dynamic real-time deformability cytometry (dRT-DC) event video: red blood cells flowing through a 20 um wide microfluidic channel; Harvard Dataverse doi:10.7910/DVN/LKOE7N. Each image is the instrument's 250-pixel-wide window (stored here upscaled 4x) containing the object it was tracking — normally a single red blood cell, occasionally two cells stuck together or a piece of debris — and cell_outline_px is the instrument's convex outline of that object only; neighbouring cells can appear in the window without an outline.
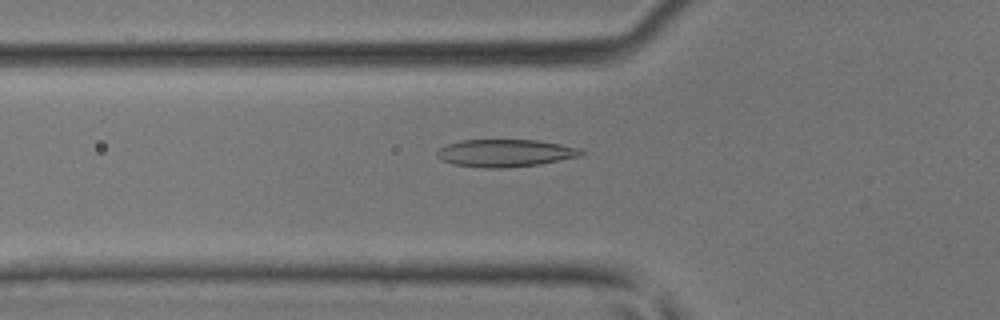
{"species": "common noctule bat (a hibernating species)", "species_latin": "Nyctalus noctula", "temperature_condition": "room temperature", "stored_images_in_passage": 34, "camera_frame_rate_fps": 3000, "um_per_image_px": 0.085, "animal": {"sex": "male", "body_mass_g": 17.9, "forearm_length_mm": 54.2}, "frame": {"image": 1, "passage_image": 8, "time_ms": 2.333, "image_size_px": [1000, 320], "cell_outline_px": [[584, 152], [580, 156], [540, 164], [504, 168], [480, 168], [452, 164], [436, 156], [436, 152], [440, 148], [448, 144], [460, 140], [540, 140], [580, 148]], "centroid_in_image_um": [42.94, 13.01], "position_along_channel_um": 82.9, "area_um2": 23.12}}
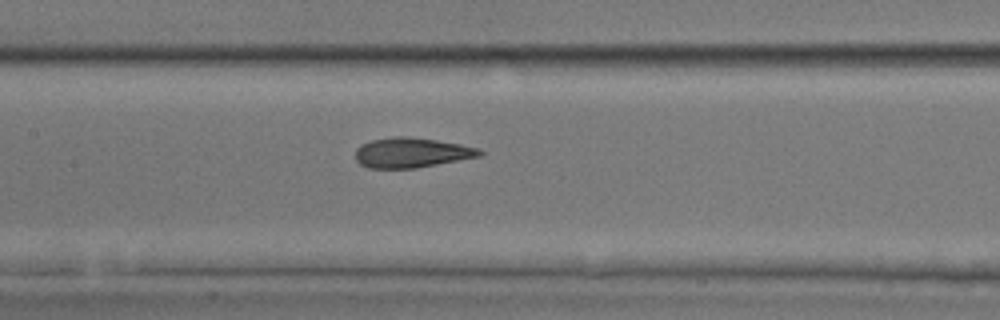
{"frame": {"image": 2, "passage_image": 14, "time_ms": 4.333, "image_size_px": [1000, 320], "cell_outline_px": [[484, 152], [480, 156], [416, 168], [368, 168], [360, 164], [356, 160], [356, 148], [360, 144], [372, 140], [396, 136], [404, 136], [436, 140], [460, 144], [480, 148]], "centroid_in_image_um": [34.97, 12.97], "position_along_channel_um": 172.4, "area_um2": 21.62}}
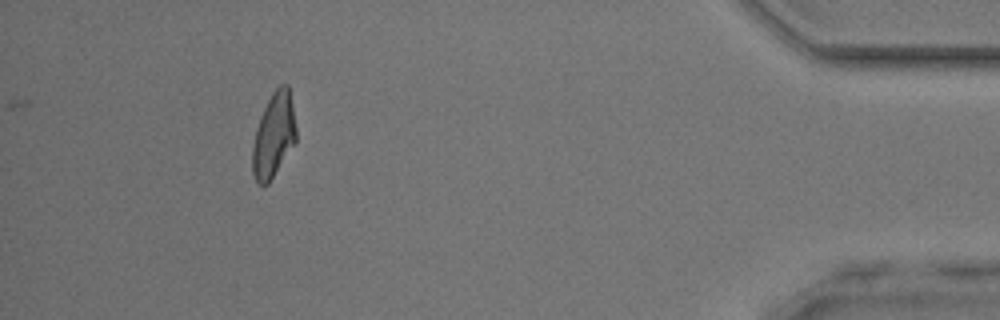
{"frame": {"image": 3, "passage_image": 34, "time_ms": 11.0, "image_size_px": [1000, 320], "cell_outline_px": [[296, 140], [268, 184], [256, 184], [252, 172], [252, 144], [256, 128], [260, 116], [272, 92], [280, 84], [288, 84], [296, 128]], "centroid_in_image_um": [23.24, 11.5], "position_along_channel_um": 412.0, "area_um2": 21.33}}